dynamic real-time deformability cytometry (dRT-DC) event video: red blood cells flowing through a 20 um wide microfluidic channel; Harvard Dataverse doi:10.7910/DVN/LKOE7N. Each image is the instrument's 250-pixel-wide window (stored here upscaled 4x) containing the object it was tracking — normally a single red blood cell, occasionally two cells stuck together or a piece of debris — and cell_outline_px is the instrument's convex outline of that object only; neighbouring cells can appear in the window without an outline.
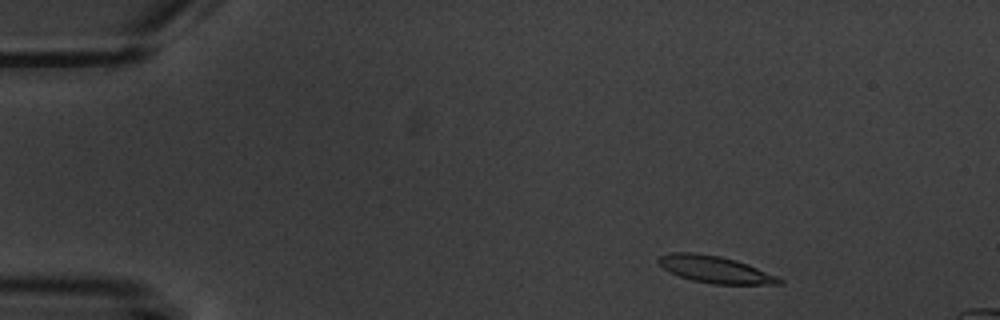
{"species": "common noctule bat (a hibernating species)", "species_latin": "Nyctalus noctula", "temperature_condition": "warm", "stored_images_in_passage": 5, "camera_frame_rate_fps": 3000, "um_per_image_px": 0.085, "animal": {"sex": "male", "body_mass_g": 20.1, "forearm_length_mm": 53.5}, "frame": {"image": 1, "passage_image": 2, "time_ms": 1.0, "image_size_px": [1000, 320], "cell_outline_px": [[784, 284], [712, 284], [692, 280], [668, 272], [656, 260], [660, 256], [672, 252], [692, 252], [720, 256], [736, 260], [748, 264], [776, 276], [784, 280]], "centroid_in_image_um": [60.78, 22.9], "position_along_channel_um": 24.2, "area_um2": 18.9}}